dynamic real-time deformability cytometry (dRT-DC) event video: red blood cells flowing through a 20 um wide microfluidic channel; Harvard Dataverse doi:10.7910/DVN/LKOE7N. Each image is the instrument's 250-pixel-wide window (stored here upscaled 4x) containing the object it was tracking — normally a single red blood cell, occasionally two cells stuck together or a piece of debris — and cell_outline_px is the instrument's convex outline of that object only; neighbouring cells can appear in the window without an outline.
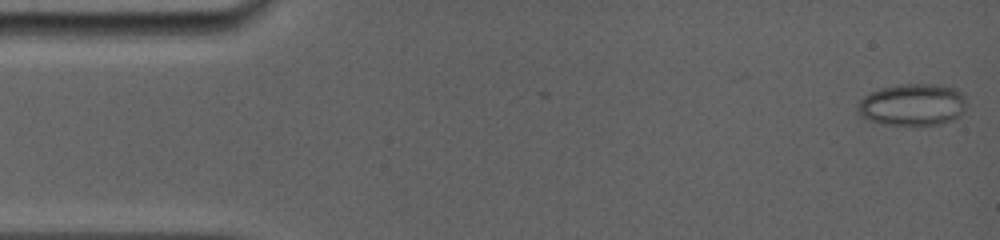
{"species": "common noctule bat (a hibernating species)", "species_latin": "Nyctalus noctula", "temperature_condition": "room temperature", "stored_images_in_passage": 6, "camera_frame_rate_fps": 5000, "um_per_image_px": 0.085, "animal": {"sex": "female", "body_mass_g": 19.0, "forearm_length_mm": 56.7}, "frame": {"image": 1, "passage_image": 2, "time_ms": 0.2, "image_size_px": [1000, 240], "cell_outline_px": [[964, 108], [960, 116], [952, 120], [940, 124], [884, 124], [868, 120], [860, 116], [856, 108], [856, 104], [864, 96], [880, 88], [900, 84], [932, 84], [952, 88], [960, 92], [964, 96]], "centroid_in_image_um": [77.51, 8.9], "position_along_channel_um": 7.5, "area_um2": 26.36}}